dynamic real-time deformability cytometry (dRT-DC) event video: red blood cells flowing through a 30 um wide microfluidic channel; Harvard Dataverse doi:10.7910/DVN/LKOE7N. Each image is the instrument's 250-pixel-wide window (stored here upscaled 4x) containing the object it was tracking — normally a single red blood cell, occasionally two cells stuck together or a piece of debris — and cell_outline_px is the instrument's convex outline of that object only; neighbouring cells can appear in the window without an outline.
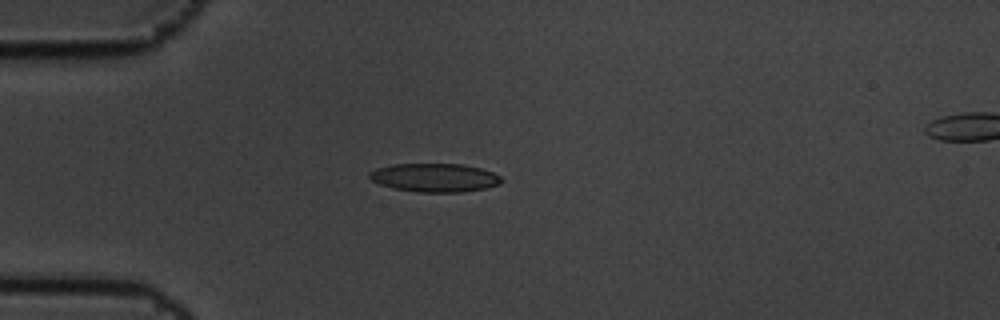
{"species": "common noctule bat (a hibernating species)", "species_latin": "Nyctalus noctula", "temperature_condition": "cold", "stored_images_in_passage": 6, "segment_of_instrument_passage": [1, 2], "camera_frame_rate_fps": 3000, "um_per_image_px": 0.085, "animal": {"sex": "male", "body_mass_g": 19.5, "forearm_length_mm": 54.6}, "frame": {"image": 1, "passage_image": 5, "time_ms": 1.333, "image_size_px": [1000, 320], "cell_outline_px": [[504, 180], [500, 184], [484, 188], [460, 192], [420, 192], [396, 188], [380, 184], [372, 180], [368, 176], [368, 172], [376, 168], [392, 164], [464, 164], [480, 168], [492, 172], [500, 176]], "centroid_in_image_um": [36.95, 15.09], "position_along_channel_um": 48.0, "area_um2": 21.85}}